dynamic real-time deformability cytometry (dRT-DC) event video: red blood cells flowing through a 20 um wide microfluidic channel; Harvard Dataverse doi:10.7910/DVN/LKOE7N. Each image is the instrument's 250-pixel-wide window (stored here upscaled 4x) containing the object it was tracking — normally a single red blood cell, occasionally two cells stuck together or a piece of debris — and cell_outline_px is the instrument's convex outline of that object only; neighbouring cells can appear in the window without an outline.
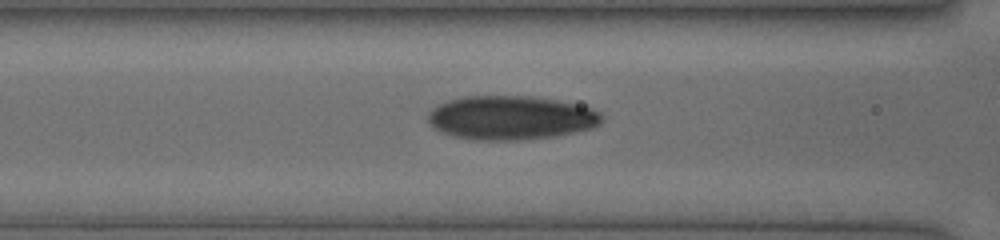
{"species": "human", "species_latin": "Homo sapiens", "temperature_condition": "cold", "stored_images_in_passage": 39, "camera_frame_rate_fps": 3000, "um_per_image_px": 0.085, "donor": {"sex": "female"}, "frame": {"image": 1, "passage_image": 8, "time_ms": 1.667, "image_size_px": [1000, 240], "cell_outline_px": [[604, 116], [600, 124], [592, 128], [576, 132], [552, 136], [520, 140], [472, 140], [456, 136], [444, 132], [436, 128], [428, 120], [428, 112], [436, 104], [448, 100], [464, 96], [528, 96], [556, 100], [592, 108], [600, 112]], "centroid_in_image_um": [43.43, 10.0], "position_along_channel_um": 123.2, "area_um2": 44.39}}
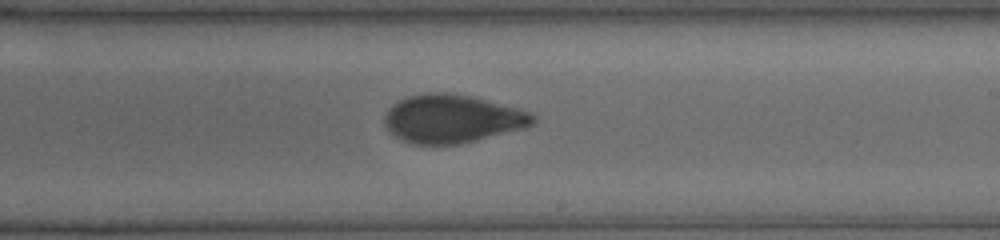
{"frame": {"image": 2, "passage_image": 22, "time_ms": 4.667, "image_size_px": [1000, 240], "cell_outline_px": [[536, 124], [528, 128], [460, 144], [412, 144], [388, 132], [384, 124], [384, 116], [388, 108], [392, 104], [408, 96], [424, 92], [448, 92], [472, 96], [516, 108], [528, 112], [536, 116]], "centroid_in_image_um": [38.44, 10.09], "position_along_channel_um": 250.6, "area_um2": 42.14}}
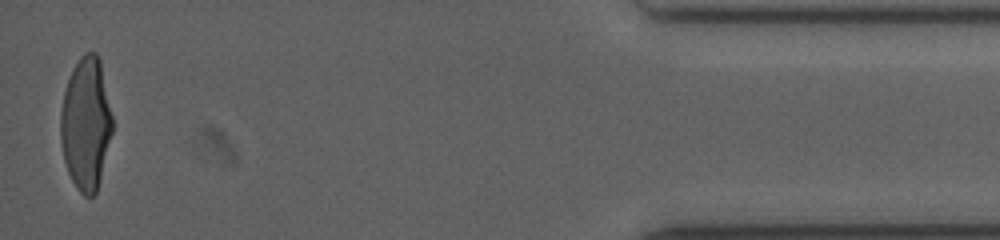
{"frame": {"image": 3, "passage_image": 39, "time_ms": 10.333, "image_size_px": [1000, 240], "cell_outline_px": [[112, 132], [100, 180], [96, 192], [92, 196], [84, 196], [76, 188], [68, 172], [64, 160], [60, 140], [60, 112], [64, 92], [72, 68], [80, 56], [84, 52], [96, 52], [100, 60], [112, 116]], "centroid_in_image_um": [7.29, 10.51], "position_along_channel_um": 427.9, "area_um2": 40.0}}